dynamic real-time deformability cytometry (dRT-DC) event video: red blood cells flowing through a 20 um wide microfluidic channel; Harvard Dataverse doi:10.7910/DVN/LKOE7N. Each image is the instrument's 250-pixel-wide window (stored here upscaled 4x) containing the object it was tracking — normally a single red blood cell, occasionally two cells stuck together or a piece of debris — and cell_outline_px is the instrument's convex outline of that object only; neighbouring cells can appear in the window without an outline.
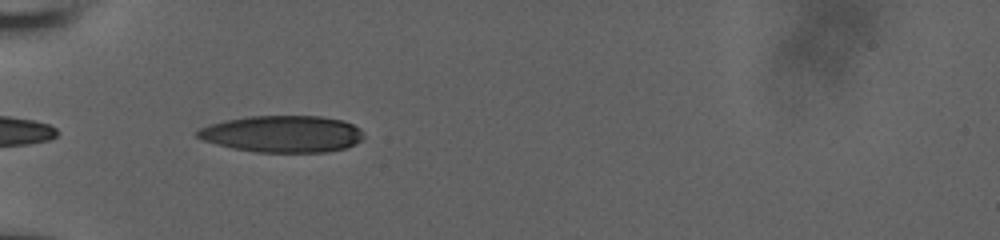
{"species": "human", "species_latin": "Homo sapiens", "temperature_condition": "room temperature", "stored_images_in_passage": 13, "camera_frame_rate_fps": 3000, "um_per_image_px": 0.085, "donor": {"sex": "male"}, "frame": {"image": 1, "passage_image": 1, "time_ms": 0.0, "image_size_px": [1000, 240], "cell_outline_px": [[364, 136], [360, 140], [344, 148], [328, 152], [256, 152], [232, 148], [216, 144], [204, 140], [196, 136], [196, 132], [200, 128], [208, 124], [248, 116], [320, 116], [344, 120], [360, 128]], "centroid_in_image_um": [24.0, 11.38], "position_along_channel_um": 61.0, "area_um2": 35.55}}
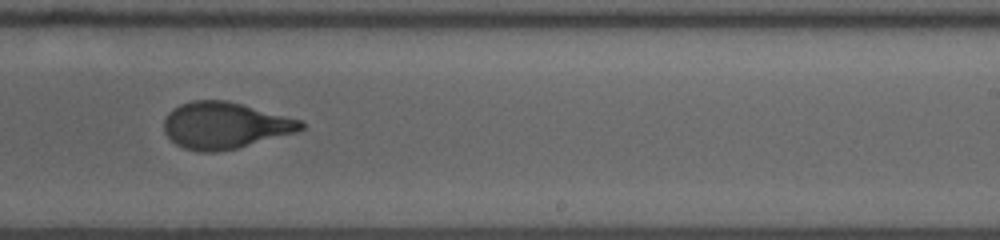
{"frame": {"image": 2, "passage_image": 7, "time_ms": 2.0, "image_size_px": [1000, 240], "cell_outline_px": [[304, 128], [296, 132], [236, 148], [216, 152], [196, 152], [184, 148], [176, 144], [164, 132], [164, 120], [168, 112], [172, 108], [180, 104], [192, 100], [228, 100], [300, 120], [304, 124]], "centroid_in_image_um": [19.06, 10.66], "position_along_channel_um": 269.9, "area_um2": 36.99}}
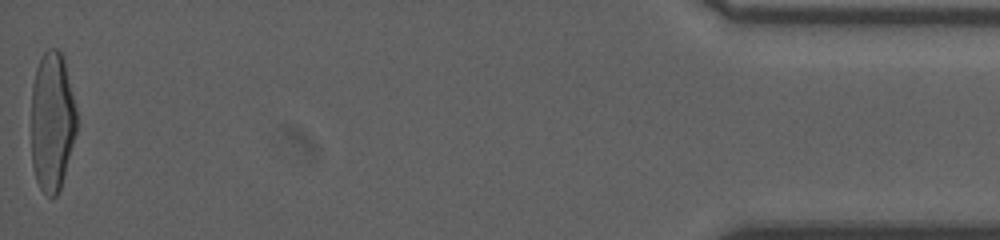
{"frame": {"image": 3, "passage_image": 13, "time_ms": 4.0, "image_size_px": [1000, 240], "cell_outline_px": [[76, 132], [60, 188], [56, 196], [52, 200], [40, 188], [36, 180], [32, 164], [32, 84], [36, 68], [44, 52], [48, 48], [56, 48], [60, 52], [64, 60], [76, 108]], "centroid_in_image_um": [4.42, 10.34], "position_along_channel_um": 430.8, "area_um2": 36.65}}